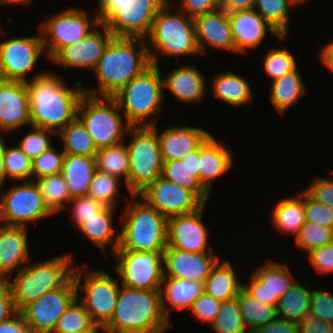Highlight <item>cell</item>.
<instances>
[{
	"label": "cell",
	"mask_w": 333,
	"mask_h": 333,
	"mask_svg": "<svg viewBox=\"0 0 333 333\" xmlns=\"http://www.w3.org/2000/svg\"><path fill=\"white\" fill-rule=\"evenodd\" d=\"M31 126L58 133L77 118L78 106L85 94L81 82L68 87L53 73H41L26 81Z\"/></svg>",
	"instance_id": "1"
},
{
	"label": "cell",
	"mask_w": 333,
	"mask_h": 333,
	"mask_svg": "<svg viewBox=\"0 0 333 333\" xmlns=\"http://www.w3.org/2000/svg\"><path fill=\"white\" fill-rule=\"evenodd\" d=\"M144 41V38L114 37L93 70L98 88L90 91L84 88L85 94L112 97L150 67L152 64ZM135 42L139 43L138 50Z\"/></svg>",
	"instance_id": "2"
},
{
	"label": "cell",
	"mask_w": 333,
	"mask_h": 333,
	"mask_svg": "<svg viewBox=\"0 0 333 333\" xmlns=\"http://www.w3.org/2000/svg\"><path fill=\"white\" fill-rule=\"evenodd\" d=\"M111 320L104 326L116 333H163L170 323L159 290L122 286Z\"/></svg>",
	"instance_id": "3"
},
{
	"label": "cell",
	"mask_w": 333,
	"mask_h": 333,
	"mask_svg": "<svg viewBox=\"0 0 333 333\" xmlns=\"http://www.w3.org/2000/svg\"><path fill=\"white\" fill-rule=\"evenodd\" d=\"M127 204L122 217L117 250L164 252L167 248L168 219L143 199Z\"/></svg>",
	"instance_id": "4"
},
{
	"label": "cell",
	"mask_w": 333,
	"mask_h": 333,
	"mask_svg": "<svg viewBox=\"0 0 333 333\" xmlns=\"http://www.w3.org/2000/svg\"><path fill=\"white\" fill-rule=\"evenodd\" d=\"M70 255L24 266L14 280L8 278L15 311H21L47 292L62 287L73 275Z\"/></svg>",
	"instance_id": "5"
},
{
	"label": "cell",
	"mask_w": 333,
	"mask_h": 333,
	"mask_svg": "<svg viewBox=\"0 0 333 333\" xmlns=\"http://www.w3.org/2000/svg\"><path fill=\"white\" fill-rule=\"evenodd\" d=\"M168 1L159 9L146 37L154 50L148 52L152 65L158 66V52L165 55L185 56L201 54L194 27V18L186 13H171ZM185 14V15H184ZM157 52V53H156Z\"/></svg>",
	"instance_id": "6"
},
{
	"label": "cell",
	"mask_w": 333,
	"mask_h": 333,
	"mask_svg": "<svg viewBox=\"0 0 333 333\" xmlns=\"http://www.w3.org/2000/svg\"><path fill=\"white\" fill-rule=\"evenodd\" d=\"M161 76L159 65H151L112 96L120 110H124L125 122L130 126L156 124L147 118L159 114L164 96Z\"/></svg>",
	"instance_id": "7"
},
{
	"label": "cell",
	"mask_w": 333,
	"mask_h": 333,
	"mask_svg": "<svg viewBox=\"0 0 333 333\" xmlns=\"http://www.w3.org/2000/svg\"><path fill=\"white\" fill-rule=\"evenodd\" d=\"M154 126H130L132 140L126 145L129 152L128 192L137 196L162 175L163 160L160 142Z\"/></svg>",
	"instance_id": "8"
},
{
	"label": "cell",
	"mask_w": 333,
	"mask_h": 333,
	"mask_svg": "<svg viewBox=\"0 0 333 333\" xmlns=\"http://www.w3.org/2000/svg\"><path fill=\"white\" fill-rule=\"evenodd\" d=\"M119 105L113 97L84 94L78 106L77 118L86 127L98 149L118 145L130 125L122 121Z\"/></svg>",
	"instance_id": "9"
},
{
	"label": "cell",
	"mask_w": 333,
	"mask_h": 333,
	"mask_svg": "<svg viewBox=\"0 0 333 333\" xmlns=\"http://www.w3.org/2000/svg\"><path fill=\"white\" fill-rule=\"evenodd\" d=\"M81 273H83V269L74 267L72 276L76 284L77 295L82 290L85 293L83 298H77V300L85 307L93 323L96 326L104 327L111 320L116 308L120 286L110 274L99 269L84 273V283L81 285Z\"/></svg>",
	"instance_id": "10"
},
{
	"label": "cell",
	"mask_w": 333,
	"mask_h": 333,
	"mask_svg": "<svg viewBox=\"0 0 333 333\" xmlns=\"http://www.w3.org/2000/svg\"><path fill=\"white\" fill-rule=\"evenodd\" d=\"M31 180L15 184L7 191L1 192L0 189V222L5 221L8 226L27 227L28 222L53 215L34 179Z\"/></svg>",
	"instance_id": "11"
},
{
	"label": "cell",
	"mask_w": 333,
	"mask_h": 333,
	"mask_svg": "<svg viewBox=\"0 0 333 333\" xmlns=\"http://www.w3.org/2000/svg\"><path fill=\"white\" fill-rule=\"evenodd\" d=\"M116 271L122 285L140 290H160L164 277L163 252L116 250Z\"/></svg>",
	"instance_id": "12"
},
{
	"label": "cell",
	"mask_w": 333,
	"mask_h": 333,
	"mask_svg": "<svg viewBox=\"0 0 333 333\" xmlns=\"http://www.w3.org/2000/svg\"><path fill=\"white\" fill-rule=\"evenodd\" d=\"M87 13L78 9H67L45 20L40 26L46 57L50 59L60 48L69 46L82 40L93 26L100 23L98 13L93 20L86 16ZM90 28V29H89Z\"/></svg>",
	"instance_id": "13"
},
{
	"label": "cell",
	"mask_w": 333,
	"mask_h": 333,
	"mask_svg": "<svg viewBox=\"0 0 333 333\" xmlns=\"http://www.w3.org/2000/svg\"><path fill=\"white\" fill-rule=\"evenodd\" d=\"M78 297L72 276L62 287L47 292L20 312L31 333H52L58 319Z\"/></svg>",
	"instance_id": "14"
},
{
	"label": "cell",
	"mask_w": 333,
	"mask_h": 333,
	"mask_svg": "<svg viewBox=\"0 0 333 333\" xmlns=\"http://www.w3.org/2000/svg\"><path fill=\"white\" fill-rule=\"evenodd\" d=\"M137 196L155 208L167 219L189 214L205 203L191 190L181 187L160 176Z\"/></svg>",
	"instance_id": "15"
},
{
	"label": "cell",
	"mask_w": 333,
	"mask_h": 333,
	"mask_svg": "<svg viewBox=\"0 0 333 333\" xmlns=\"http://www.w3.org/2000/svg\"><path fill=\"white\" fill-rule=\"evenodd\" d=\"M44 50L42 35L0 42V79L26 82Z\"/></svg>",
	"instance_id": "16"
},
{
	"label": "cell",
	"mask_w": 333,
	"mask_h": 333,
	"mask_svg": "<svg viewBox=\"0 0 333 333\" xmlns=\"http://www.w3.org/2000/svg\"><path fill=\"white\" fill-rule=\"evenodd\" d=\"M167 1L140 0L127 10L114 11L103 24L114 37L146 39L156 14Z\"/></svg>",
	"instance_id": "17"
},
{
	"label": "cell",
	"mask_w": 333,
	"mask_h": 333,
	"mask_svg": "<svg viewBox=\"0 0 333 333\" xmlns=\"http://www.w3.org/2000/svg\"><path fill=\"white\" fill-rule=\"evenodd\" d=\"M99 25L104 33L99 32V29H93L77 43L60 48L50 61L61 65L65 70L68 67L94 70L109 42L114 38L102 22Z\"/></svg>",
	"instance_id": "18"
},
{
	"label": "cell",
	"mask_w": 333,
	"mask_h": 333,
	"mask_svg": "<svg viewBox=\"0 0 333 333\" xmlns=\"http://www.w3.org/2000/svg\"><path fill=\"white\" fill-rule=\"evenodd\" d=\"M295 281L286 264L269 261L252 273L250 282L243 284V289L257 300L277 306L279 298Z\"/></svg>",
	"instance_id": "19"
},
{
	"label": "cell",
	"mask_w": 333,
	"mask_h": 333,
	"mask_svg": "<svg viewBox=\"0 0 333 333\" xmlns=\"http://www.w3.org/2000/svg\"><path fill=\"white\" fill-rule=\"evenodd\" d=\"M204 205L195 212L168 219L167 247L195 253H213L202 223Z\"/></svg>",
	"instance_id": "20"
},
{
	"label": "cell",
	"mask_w": 333,
	"mask_h": 333,
	"mask_svg": "<svg viewBox=\"0 0 333 333\" xmlns=\"http://www.w3.org/2000/svg\"><path fill=\"white\" fill-rule=\"evenodd\" d=\"M218 260L213 253H195L167 247L163 252L164 277L205 282Z\"/></svg>",
	"instance_id": "21"
},
{
	"label": "cell",
	"mask_w": 333,
	"mask_h": 333,
	"mask_svg": "<svg viewBox=\"0 0 333 333\" xmlns=\"http://www.w3.org/2000/svg\"><path fill=\"white\" fill-rule=\"evenodd\" d=\"M31 125L26 82L0 79V130Z\"/></svg>",
	"instance_id": "22"
},
{
	"label": "cell",
	"mask_w": 333,
	"mask_h": 333,
	"mask_svg": "<svg viewBox=\"0 0 333 333\" xmlns=\"http://www.w3.org/2000/svg\"><path fill=\"white\" fill-rule=\"evenodd\" d=\"M231 23L235 53H246L247 49L257 48L266 36L267 30L284 40L254 9L228 12Z\"/></svg>",
	"instance_id": "23"
},
{
	"label": "cell",
	"mask_w": 333,
	"mask_h": 333,
	"mask_svg": "<svg viewBox=\"0 0 333 333\" xmlns=\"http://www.w3.org/2000/svg\"><path fill=\"white\" fill-rule=\"evenodd\" d=\"M194 27L201 54L205 45L235 52L228 12L220 8L214 12L194 18Z\"/></svg>",
	"instance_id": "24"
},
{
	"label": "cell",
	"mask_w": 333,
	"mask_h": 333,
	"mask_svg": "<svg viewBox=\"0 0 333 333\" xmlns=\"http://www.w3.org/2000/svg\"><path fill=\"white\" fill-rule=\"evenodd\" d=\"M210 134L201 128L175 126L157 133L163 162L181 160L196 150Z\"/></svg>",
	"instance_id": "25"
},
{
	"label": "cell",
	"mask_w": 333,
	"mask_h": 333,
	"mask_svg": "<svg viewBox=\"0 0 333 333\" xmlns=\"http://www.w3.org/2000/svg\"><path fill=\"white\" fill-rule=\"evenodd\" d=\"M29 261L27 229L22 226L0 225V274H8ZM26 262V263H25Z\"/></svg>",
	"instance_id": "26"
},
{
	"label": "cell",
	"mask_w": 333,
	"mask_h": 333,
	"mask_svg": "<svg viewBox=\"0 0 333 333\" xmlns=\"http://www.w3.org/2000/svg\"><path fill=\"white\" fill-rule=\"evenodd\" d=\"M232 153L210 134L199 146L200 184L210 194L212 180L233 167Z\"/></svg>",
	"instance_id": "27"
},
{
	"label": "cell",
	"mask_w": 333,
	"mask_h": 333,
	"mask_svg": "<svg viewBox=\"0 0 333 333\" xmlns=\"http://www.w3.org/2000/svg\"><path fill=\"white\" fill-rule=\"evenodd\" d=\"M163 88H167L182 102H200L206 93L205 78L194 66L185 64L162 78Z\"/></svg>",
	"instance_id": "28"
},
{
	"label": "cell",
	"mask_w": 333,
	"mask_h": 333,
	"mask_svg": "<svg viewBox=\"0 0 333 333\" xmlns=\"http://www.w3.org/2000/svg\"><path fill=\"white\" fill-rule=\"evenodd\" d=\"M160 289L161 305L164 315L169 320L172 308L167 307L164 299L173 309H190L192 303L205 292V282L179 279L174 277H163ZM165 297V298H164Z\"/></svg>",
	"instance_id": "29"
},
{
	"label": "cell",
	"mask_w": 333,
	"mask_h": 333,
	"mask_svg": "<svg viewBox=\"0 0 333 333\" xmlns=\"http://www.w3.org/2000/svg\"><path fill=\"white\" fill-rule=\"evenodd\" d=\"M96 171L95 156L64 155L61 174L71 198L88 195Z\"/></svg>",
	"instance_id": "30"
},
{
	"label": "cell",
	"mask_w": 333,
	"mask_h": 333,
	"mask_svg": "<svg viewBox=\"0 0 333 333\" xmlns=\"http://www.w3.org/2000/svg\"><path fill=\"white\" fill-rule=\"evenodd\" d=\"M114 209V207L105 206L101 211L88 218L78 227L103 252L109 244H111L113 253L120 246V232L115 236L112 227Z\"/></svg>",
	"instance_id": "31"
},
{
	"label": "cell",
	"mask_w": 333,
	"mask_h": 333,
	"mask_svg": "<svg viewBox=\"0 0 333 333\" xmlns=\"http://www.w3.org/2000/svg\"><path fill=\"white\" fill-rule=\"evenodd\" d=\"M242 289L243 283L237 280L233 267L228 261L221 263L220 259L205 281V292L221 302L237 297Z\"/></svg>",
	"instance_id": "32"
},
{
	"label": "cell",
	"mask_w": 333,
	"mask_h": 333,
	"mask_svg": "<svg viewBox=\"0 0 333 333\" xmlns=\"http://www.w3.org/2000/svg\"><path fill=\"white\" fill-rule=\"evenodd\" d=\"M213 83V96L232 106H242L252 99L250 84L232 72L218 73Z\"/></svg>",
	"instance_id": "33"
},
{
	"label": "cell",
	"mask_w": 333,
	"mask_h": 333,
	"mask_svg": "<svg viewBox=\"0 0 333 333\" xmlns=\"http://www.w3.org/2000/svg\"><path fill=\"white\" fill-rule=\"evenodd\" d=\"M270 100L279 114H284L305 93V85L296 68L272 81Z\"/></svg>",
	"instance_id": "34"
},
{
	"label": "cell",
	"mask_w": 333,
	"mask_h": 333,
	"mask_svg": "<svg viewBox=\"0 0 333 333\" xmlns=\"http://www.w3.org/2000/svg\"><path fill=\"white\" fill-rule=\"evenodd\" d=\"M298 198H285L273 208L272 219L274 226L281 233H294L298 235L300 228L306 222L304 212V192L297 195ZM301 198V199H299Z\"/></svg>",
	"instance_id": "35"
},
{
	"label": "cell",
	"mask_w": 333,
	"mask_h": 333,
	"mask_svg": "<svg viewBox=\"0 0 333 333\" xmlns=\"http://www.w3.org/2000/svg\"><path fill=\"white\" fill-rule=\"evenodd\" d=\"M310 304L311 289L295 281L291 288L279 298L276 307L277 317L299 323L309 313Z\"/></svg>",
	"instance_id": "36"
},
{
	"label": "cell",
	"mask_w": 333,
	"mask_h": 333,
	"mask_svg": "<svg viewBox=\"0 0 333 333\" xmlns=\"http://www.w3.org/2000/svg\"><path fill=\"white\" fill-rule=\"evenodd\" d=\"M96 169L121 179L124 176L128 189L129 152L124 142L100 148L95 154Z\"/></svg>",
	"instance_id": "37"
},
{
	"label": "cell",
	"mask_w": 333,
	"mask_h": 333,
	"mask_svg": "<svg viewBox=\"0 0 333 333\" xmlns=\"http://www.w3.org/2000/svg\"><path fill=\"white\" fill-rule=\"evenodd\" d=\"M57 135L63 140L65 154L95 156L99 150L82 122L76 118Z\"/></svg>",
	"instance_id": "38"
},
{
	"label": "cell",
	"mask_w": 333,
	"mask_h": 333,
	"mask_svg": "<svg viewBox=\"0 0 333 333\" xmlns=\"http://www.w3.org/2000/svg\"><path fill=\"white\" fill-rule=\"evenodd\" d=\"M241 315L249 331H255L277 317V306L263 303L244 289L237 296Z\"/></svg>",
	"instance_id": "39"
},
{
	"label": "cell",
	"mask_w": 333,
	"mask_h": 333,
	"mask_svg": "<svg viewBox=\"0 0 333 333\" xmlns=\"http://www.w3.org/2000/svg\"><path fill=\"white\" fill-rule=\"evenodd\" d=\"M35 183L42 194L46 206L53 214L66 209V204L64 203H70L71 196L61 173L40 177L35 180Z\"/></svg>",
	"instance_id": "40"
},
{
	"label": "cell",
	"mask_w": 333,
	"mask_h": 333,
	"mask_svg": "<svg viewBox=\"0 0 333 333\" xmlns=\"http://www.w3.org/2000/svg\"><path fill=\"white\" fill-rule=\"evenodd\" d=\"M292 5H298V3L295 0H256L253 9L280 36H287L289 26L288 9Z\"/></svg>",
	"instance_id": "41"
},
{
	"label": "cell",
	"mask_w": 333,
	"mask_h": 333,
	"mask_svg": "<svg viewBox=\"0 0 333 333\" xmlns=\"http://www.w3.org/2000/svg\"><path fill=\"white\" fill-rule=\"evenodd\" d=\"M187 165V155L181 160L163 162L162 177L193 191L204 203L209 193L202 187L200 182L190 173Z\"/></svg>",
	"instance_id": "42"
},
{
	"label": "cell",
	"mask_w": 333,
	"mask_h": 333,
	"mask_svg": "<svg viewBox=\"0 0 333 333\" xmlns=\"http://www.w3.org/2000/svg\"><path fill=\"white\" fill-rule=\"evenodd\" d=\"M216 333H248L243 316L241 315L238 298L222 301L220 310L211 324Z\"/></svg>",
	"instance_id": "43"
},
{
	"label": "cell",
	"mask_w": 333,
	"mask_h": 333,
	"mask_svg": "<svg viewBox=\"0 0 333 333\" xmlns=\"http://www.w3.org/2000/svg\"><path fill=\"white\" fill-rule=\"evenodd\" d=\"M78 302L76 299L63 313L52 333H84L95 326L85 307Z\"/></svg>",
	"instance_id": "44"
},
{
	"label": "cell",
	"mask_w": 333,
	"mask_h": 333,
	"mask_svg": "<svg viewBox=\"0 0 333 333\" xmlns=\"http://www.w3.org/2000/svg\"><path fill=\"white\" fill-rule=\"evenodd\" d=\"M333 242V229L317 223L305 222L295 237V244L308 253Z\"/></svg>",
	"instance_id": "45"
},
{
	"label": "cell",
	"mask_w": 333,
	"mask_h": 333,
	"mask_svg": "<svg viewBox=\"0 0 333 333\" xmlns=\"http://www.w3.org/2000/svg\"><path fill=\"white\" fill-rule=\"evenodd\" d=\"M4 167L6 178L17 181H29L32 174V160L19 146L10 148L4 141Z\"/></svg>",
	"instance_id": "46"
},
{
	"label": "cell",
	"mask_w": 333,
	"mask_h": 333,
	"mask_svg": "<svg viewBox=\"0 0 333 333\" xmlns=\"http://www.w3.org/2000/svg\"><path fill=\"white\" fill-rule=\"evenodd\" d=\"M120 179L107 173L96 171L91 181L88 196L101 201L106 206L115 207Z\"/></svg>",
	"instance_id": "47"
},
{
	"label": "cell",
	"mask_w": 333,
	"mask_h": 333,
	"mask_svg": "<svg viewBox=\"0 0 333 333\" xmlns=\"http://www.w3.org/2000/svg\"><path fill=\"white\" fill-rule=\"evenodd\" d=\"M264 68L274 81L286 73L294 71L297 68V63L289 51L273 48L267 52L264 58Z\"/></svg>",
	"instance_id": "48"
},
{
	"label": "cell",
	"mask_w": 333,
	"mask_h": 333,
	"mask_svg": "<svg viewBox=\"0 0 333 333\" xmlns=\"http://www.w3.org/2000/svg\"><path fill=\"white\" fill-rule=\"evenodd\" d=\"M58 152V153H57ZM64 151H57L51 147L40 156L32 160V174L36 179L61 173Z\"/></svg>",
	"instance_id": "49"
},
{
	"label": "cell",
	"mask_w": 333,
	"mask_h": 333,
	"mask_svg": "<svg viewBox=\"0 0 333 333\" xmlns=\"http://www.w3.org/2000/svg\"><path fill=\"white\" fill-rule=\"evenodd\" d=\"M31 127L32 132L25 135L22 141L19 142L18 146L31 160H33L52 147L48 135L51 133H57L43 128Z\"/></svg>",
	"instance_id": "50"
},
{
	"label": "cell",
	"mask_w": 333,
	"mask_h": 333,
	"mask_svg": "<svg viewBox=\"0 0 333 333\" xmlns=\"http://www.w3.org/2000/svg\"><path fill=\"white\" fill-rule=\"evenodd\" d=\"M304 212L307 222L317 223L333 229V210L317 202L304 190Z\"/></svg>",
	"instance_id": "51"
},
{
	"label": "cell",
	"mask_w": 333,
	"mask_h": 333,
	"mask_svg": "<svg viewBox=\"0 0 333 333\" xmlns=\"http://www.w3.org/2000/svg\"><path fill=\"white\" fill-rule=\"evenodd\" d=\"M70 202L74 203L71 209V214L75 225L78 227L106 206L101 201L95 200L88 195L73 197Z\"/></svg>",
	"instance_id": "52"
},
{
	"label": "cell",
	"mask_w": 333,
	"mask_h": 333,
	"mask_svg": "<svg viewBox=\"0 0 333 333\" xmlns=\"http://www.w3.org/2000/svg\"><path fill=\"white\" fill-rule=\"evenodd\" d=\"M222 302L204 292L191 305L190 311L198 320L212 324L216 319Z\"/></svg>",
	"instance_id": "53"
},
{
	"label": "cell",
	"mask_w": 333,
	"mask_h": 333,
	"mask_svg": "<svg viewBox=\"0 0 333 333\" xmlns=\"http://www.w3.org/2000/svg\"><path fill=\"white\" fill-rule=\"evenodd\" d=\"M308 314L333 324V295L321 289H312Z\"/></svg>",
	"instance_id": "54"
},
{
	"label": "cell",
	"mask_w": 333,
	"mask_h": 333,
	"mask_svg": "<svg viewBox=\"0 0 333 333\" xmlns=\"http://www.w3.org/2000/svg\"><path fill=\"white\" fill-rule=\"evenodd\" d=\"M308 258L312 267L319 272H333V242L313 249L308 253Z\"/></svg>",
	"instance_id": "55"
},
{
	"label": "cell",
	"mask_w": 333,
	"mask_h": 333,
	"mask_svg": "<svg viewBox=\"0 0 333 333\" xmlns=\"http://www.w3.org/2000/svg\"><path fill=\"white\" fill-rule=\"evenodd\" d=\"M305 191L317 202L325 204L333 210V181L316 178Z\"/></svg>",
	"instance_id": "56"
},
{
	"label": "cell",
	"mask_w": 333,
	"mask_h": 333,
	"mask_svg": "<svg viewBox=\"0 0 333 333\" xmlns=\"http://www.w3.org/2000/svg\"><path fill=\"white\" fill-rule=\"evenodd\" d=\"M182 12L191 18L214 12L221 8L220 0H182Z\"/></svg>",
	"instance_id": "57"
},
{
	"label": "cell",
	"mask_w": 333,
	"mask_h": 333,
	"mask_svg": "<svg viewBox=\"0 0 333 333\" xmlns=\"http://www.w3.org/2000/svg\"><path fill=\"white\" fill-rule=\"evenodd\" d=\"M140 0H98V19L104 22L114 11L127 10Z\"/></svg>",
	"instance_id": "58"
},
{
	"label": "cell",
	"mask_w": 333,
	"mask_h": 333,
	"mask_svg": "<svg viewBox=\"0 0 333 333\" xmlns=\"http://www.w3.org/2000/svg\"><path fill=\"white\" fill-rule=\"evenodd\" d=\"M299 333H333V324L307 314L299 322Z\"/></svg>",
	"instance_id": "59"
},
{
	"label": "cell",
	"mask_w": 333,
	"mask_h": 333,
	"mask_svg": "<svg viewBox=\"0 0 333 333\" xmlns=\"http://www.w3.org/2000/svg\"><path fill=\"white\" fill-rule=\"evenodd\" d=\"M255 333H299V323L276 317L255 330Z\"/></svg>",
	"instance_id": "60"
},
{
	"label": "cell",
	"mask_w": 333,
	"mask_h": 333,
	"mask_svg": "<svg viewBox=\"0 0 333 333\" xmlns=\"http://www.w3.org/2000/svg\"><path fill=\"white\" fill-rule=\"evenodd\" d=\"M0 333H31L21 312L16 311L7 320L0 322Z\"/></svg>",
	"instance_id": "61"
},
{
	"label": "cell",
	"mask_w": 333,
	"mask_h": 333,
	"mask_svg": "<svg viewBox=\"0 0 333 333\" xmlns=\"http://www.w3.org/2000/svg\"><path fill=\"white\" fill-rule=\"evenodd\" d=\"M15 312L11 291L7 285L0 292V322L7 320Z\"/></svg>",
	"instance_id": "62"
},
{
	"label": "cell",
	"mask_w": 333,
	"mask_h": 333,
	"mask_svg": "<svg viewBox=\"0 0 333 333\" xmlns=\"http://www.w3.org/2000/svg\"><path fill=\"white\" fill-rule=\"evenodd\" d=\"M256 0H220L221 8L227 12L253 9Z\"/></svg>",
	"instance_id": "63"
},
{
	"label": "cell",
	"mask_w": 333,
	"mask_h": 333,
	"mask_svg": "<svg viewBox=\"0 0 333 333\" xmlns=\"http://www.w3.org/2000/svg\"><path fill=\"white\" fill-rule=\"evenodd\" d=\"M187 165L191 171L190 173L200 182L199 147L187 154Z\"/></svg>",
	"instance_id": "64"
},
{
	"label": "cell",
	"mask_w": 333,
	"mask_h": 333,
	"mask_svg": "<svg viewBox=\"0 0 333 333\" xmlns=\"http://www.w3.org/2000/svg\"><path fill=\"white\" fill-rule=\"evenodd\" d=\"M320 60L333 72V41L322 47Z\"/></svg>",
	"instance_id": "65"
},
{
	"label": "cell",
	"mask_w": 333,
	"mask_h": 333,
	"mask_svg": "<svg viewBox=\"0 0 333 333\" xmlns=\"http://www.w3.org/2000/svg\"><path fill=\"white\" fill-rule=\"evenodd\" d=\"M5 180L6 174L4 167V139L0 136V189L3 188Z\"/></svg>",
	"instance_id": "66"
},
{
	"label": "cell",
	"mask_w": 333,
	"mask_h": 333,
	"mask_svg": "<svg viewBox=\"0 0 333 333\" xmlns=\"http://www.w3.org/2000/svg\"><path fill=\"white\" fill-rule=\"evenodd\" d=\"M31 0H0V4H11V3H15V4H27L28 5V3L30 2Z\"/></svg>",
	"instance_id": "67"
},
{
	"label": "cell",
	"mask_w": 333,
	"mask_h": 333,
	"mask_svg": "<svg viewBox=\"0 0 333 333\" xmlns=\"http://www.w3.org/2000/svg\"><path fill=\"white\" fill-rule=\"evenodd\" d=\"M8 285V279L0 274V292Z\"/></svg>",
	"instance_id": "68"
},
{
	"label": "cell",
	"mask_w": 333,
	"mask_h": 333,
	"mask_svg": "<svg viewBox=\"0 0 333 333\" xmlns=\"http://www.w3.org/2000/svg\"><path fill=\"white\" fill-rule=\"evenodd\" d=\"M101 329L103 330V331H102L103 333H116V332H114V331H111V330H109V329H106L105 327H101ZM98 331H99V330H97L95 333H99Z\"/></svg>",
	"instance_id": "69"
},
{
	"label": "cell",
	"mask_w": 333,
	"mask_h": 333,
	"mask_svg": "<svg viewBox=\"0 0 333 333\" xmlns=\"http://www.w3.org/2000/svg\"><path fill=\"white\" fill-rule=\"evenodd\" d=\"M98 328H101V327L95 325L91 330L84 332V333H95L98 330Z\"/></svg>",
	"instance_id": "70"
},
{
	"label": "cell",
	"mask_w": 333,
	"mask_h": 333,
	"mask_svg": "<svg viewBox=\"0 0 333 333\" xmlns=\"http://www.w3.org/2000/svg\"><path fill=\"white\" fill-rule=\"evenodd\" d=\"M298 4H300V3H304V2H306V1H308V0H295Z\"/></svg>",
	"instance_id": "71"
}]
</instances>
